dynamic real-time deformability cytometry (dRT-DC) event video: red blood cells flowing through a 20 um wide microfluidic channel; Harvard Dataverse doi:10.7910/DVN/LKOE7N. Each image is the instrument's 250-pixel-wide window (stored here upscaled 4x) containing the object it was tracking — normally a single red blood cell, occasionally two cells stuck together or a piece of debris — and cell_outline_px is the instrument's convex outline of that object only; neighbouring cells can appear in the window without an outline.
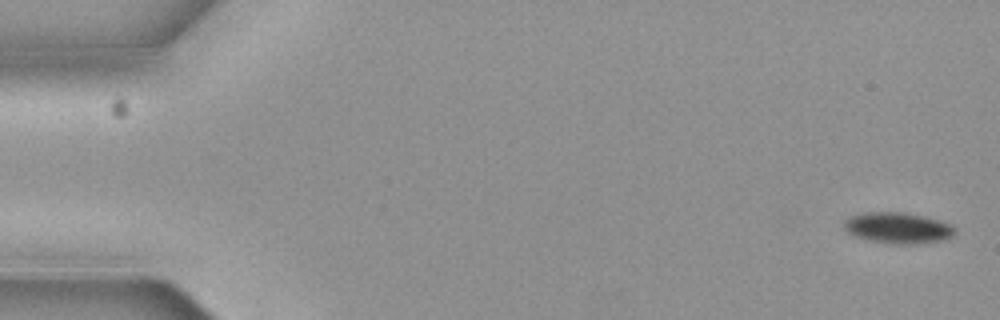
{"species": "common noctule bat (a hibernating species)", "species_latin": "Nyctalus noctula", "temperature_condition": "cold", "stored_images_in_passage": 6, "camera_frame_rate_fps": 3000, "um_per_image_px": 0.085, "animal": {"sex": "female", "body_mass_g": 19.3, "forearm_length_mm": 54.1}, "frame": {"image": 1, "passage_image": 1, "time_ms": 0.0, "image_size_px": [1000, 320], "cell_outline_px": [[956, 232], [952, 236], [944, 240], [916, 244], [892, 244], [872, 240], [856, 236], [848, 232], [844, 228], [844, 220], [848, 216], [864, 212], [904, 212], [924, 216], [940, 220], [956, 228]], "centroid_in_image_um": [76.33, 19.36], "position_along_channel_um": 8.7, "area_um2": 20.11}}
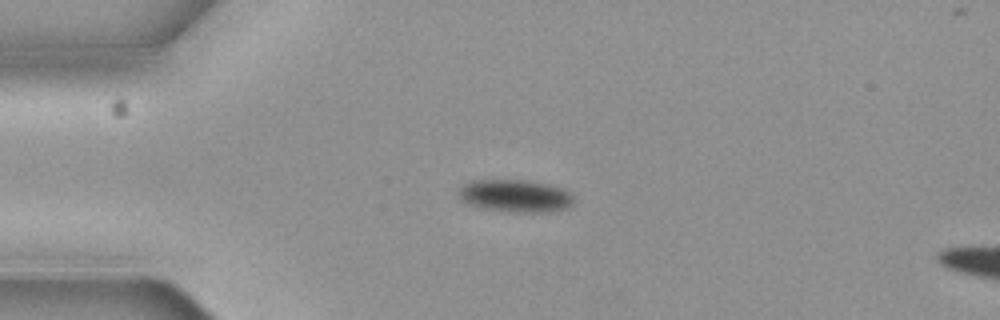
{"frame": {"image": 2, "passage_image": 4, "time_ms": 1.0, "image_size_px": [1000, 320], "cell_outline_px": [[572, 204], [568, 208], [544, 212], [512, 212], [484, 208], [468, 204], [460, 200], [460, 188], [464, 184], [472, 180], [528, 180], [548, 184], [564, 188], [572, 192]], "centroid_in_image_um": [43.83, 16.64], "position_along_channel_um": 41.2, "area_um2": 21.85}}
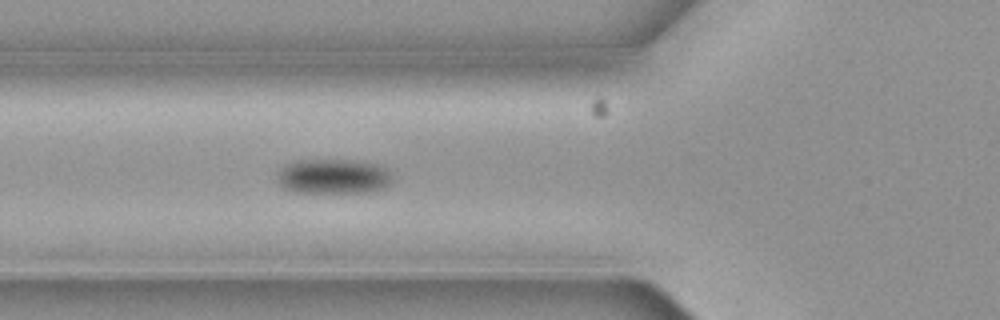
{"frame": {"image": 3, "passage_image": 6, "time_ms": 1.667, "image_size_px": [1000, 320], "cell_outline_px": [[392, 184], [384, 188], [372, 192], [292, 192], [284, 188], [276, 180], [276, 172], [280, 168], [296, 160], [364, 160], [380, 164], [392, 172]], "centroid_in_image_um": [28.38, 14.98], "position_along_channel_um": 97.4, "area_um2": 24.04}}